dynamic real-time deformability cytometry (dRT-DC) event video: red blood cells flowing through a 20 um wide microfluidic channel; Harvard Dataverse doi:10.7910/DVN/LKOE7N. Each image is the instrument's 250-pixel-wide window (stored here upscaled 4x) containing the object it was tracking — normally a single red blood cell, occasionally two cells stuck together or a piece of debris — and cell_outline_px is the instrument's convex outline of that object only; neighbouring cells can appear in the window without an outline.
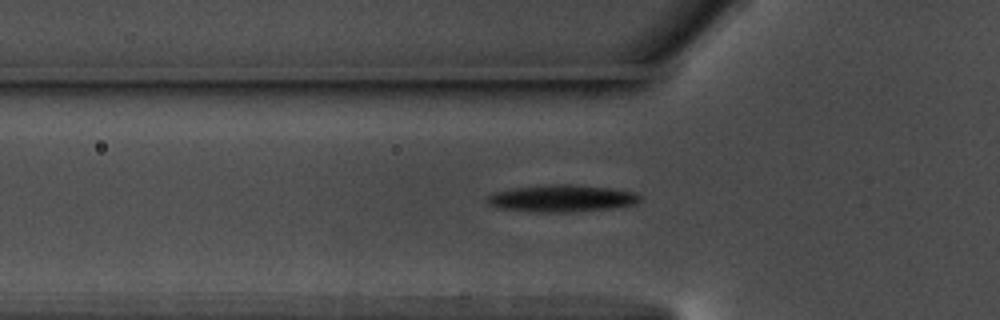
{"species": "common noctule bat (a hibernating species)", "species_latin": "Nyctalus noctula", "temperature_condition": "warm", "stored_images_in_passage": 46, "camera_frame_rate_fps": 3000, "um_per_image_px": 0.085, "animal": {"sex": "male", "body_mass_g": 17.5, "forearm_length_mm": 52.3}, "frame": {"image": 1, "passage_image": 15, "time_ms": 4.667, "image_size_px": [1000, 320], "cell_outline_px": [[640, 200], [636, 204], [612, 208], [572, 212], [536, 212], [500, 208], [488, 204], [484, 200], [488, 196], [496, 192], [516, 188], [548, 184], [572, 184], [612, 188], [636, 192], [640, 196]], "centroid_in_image_um": [47.78, 16.86], "position_along_channel_um": 78.0, "area_um2": 24.1}}
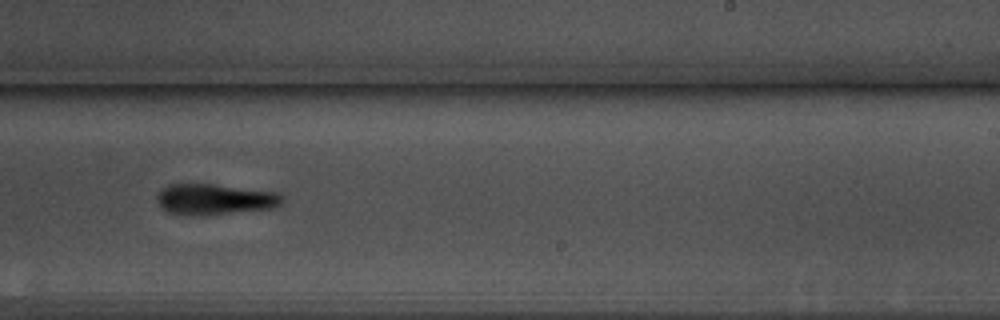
{"frame": {"image": 2, "passage_image": 31, "time_ms": 10.0, "image_size_px": [1000, 320], "cell_outline_px": [[284, 200], [280, 204], [272, 208], [204, 216], [192, 216], [168, 212], [156, 200], [156, 196], [168, 184], [212, 184], [280, 192], [284, 196]], "centroid_in_image_um": [18.29, 16.95], "position_along_channel_um": 270.7, "area_um2": 22.66}}
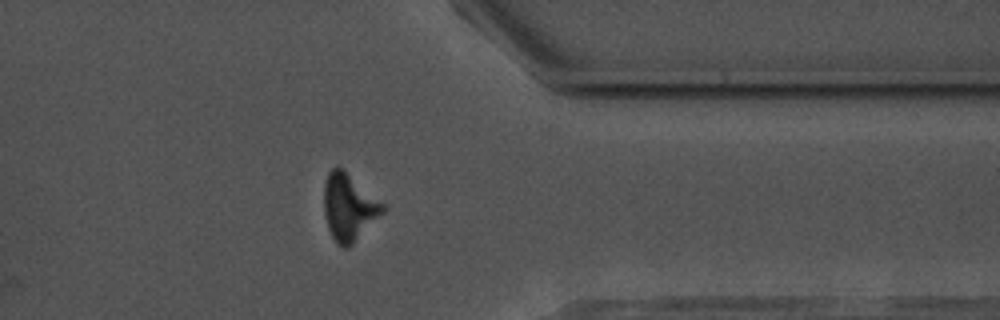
{"frame": {"image": 3, "passage_image": 41, "time_ms": 13.333, "image_size_px": [1000, 320], "cell_outline_px": [[388, 208], [348, 248], [344, 248], [336, 244], [328, 228], [324, 212], [324, 184], [328, 172], [332, 168], [344, 168], [388, 204]], "centroid_in_image_um": [29.71, 17.57], "position_along_channel_um": 381.7, "area_um2": 23.52}}